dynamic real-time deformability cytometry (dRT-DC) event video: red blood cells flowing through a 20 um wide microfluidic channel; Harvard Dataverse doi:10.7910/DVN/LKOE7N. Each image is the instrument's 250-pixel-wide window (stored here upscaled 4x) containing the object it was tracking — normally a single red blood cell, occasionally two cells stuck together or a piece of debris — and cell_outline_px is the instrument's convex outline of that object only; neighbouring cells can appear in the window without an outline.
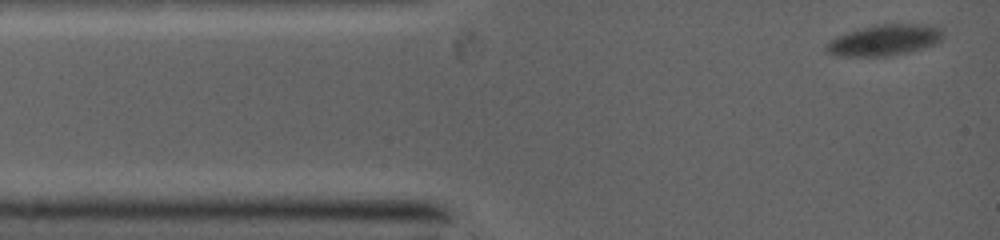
{"species": "common noctule bat (a hibernating species)", "species_latin": "Nyctalus noctula", "temperature_condition": "warm", "stored_images_in_passage": 5, "camera_frame_rate_fps": 5000, "um_per_image_px": 0.085, "animal": {"sex": "female", "body_mass_g": 19.0, "forearm_length_mm": 53.3}, "frame": {"image": 1, "passage_image": 1, "time_ms": 0.0, "image_size_px": [1000, 240], "cell_outline_px": [[940, 40], [932, 44], [920, 48], [904, 52], [880, 56], [840, 56], [828, 52], [828, 44], [832, 40], [840, 36], [852, 32], [884, 24], [900, 24], [936, 28], [940, 32]], "centroid_in_image_um": [75.12, 3.44], "position_along_channel_um": 9.9, "area_um2": 19.19}}
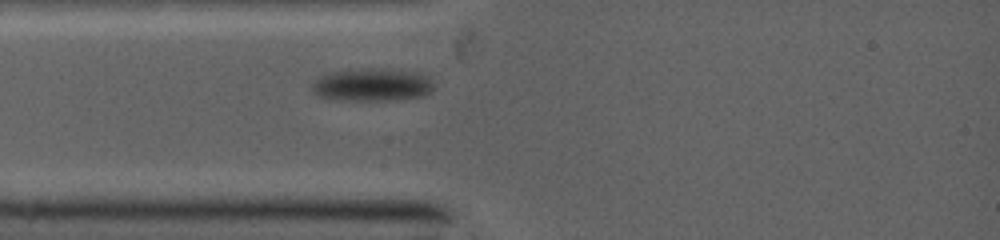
{"frame": {"image": 2, "passage_image": 5, "time_ms": 2.8, "image_size_px": [1000, 240], "cell_outline_px": [[432, 88], [428, 92], [416, 96], [352, 100], [320, 96], [312, 88], [312, 84], [316, 80], [324, 76], [336, 72], [396, 72], [424, 76], [432, 84]], "centroid_in_image_um": [31.54, 7.26], "position_along_channel_um": 53.5, "area_um2": 19.94}}